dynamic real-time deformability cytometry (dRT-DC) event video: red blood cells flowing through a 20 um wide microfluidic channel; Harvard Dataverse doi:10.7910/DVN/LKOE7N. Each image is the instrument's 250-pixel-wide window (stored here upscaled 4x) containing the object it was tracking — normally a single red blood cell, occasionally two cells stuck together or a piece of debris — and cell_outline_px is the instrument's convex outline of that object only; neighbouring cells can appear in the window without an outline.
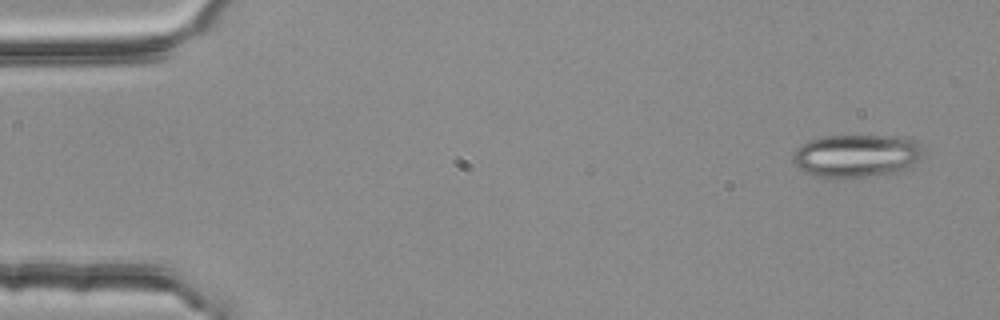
{"species": "common noctule bat (a hibernating species)", "species_latin": "Nyctalus noctula", "temperature_condition": "room temperature", "stored_images_in_passage": 3, "camera_frame_rate_fps": 3000, "um_per_image_px": 0.085, "animal": {"sex": "female", "body_mass_g": 25.1}, "frame": {"image": 1, "passage_image": 1, "time_ms": 0.0, "image_size_px": [1000, 320], "cell_outline_px": [[924, 156], [912, 168], [900, 172], [836, 180], [804, 172], [792, 160], [792, 156], [796, 148], [812, 140], [824, 136], [884, 136], [916, 140], [920, 144], [924, 152]], "centroid_in_image_um": [72.86, 13.27], "position_along_channel_um": 12.1, "area_um2": 33.0}}